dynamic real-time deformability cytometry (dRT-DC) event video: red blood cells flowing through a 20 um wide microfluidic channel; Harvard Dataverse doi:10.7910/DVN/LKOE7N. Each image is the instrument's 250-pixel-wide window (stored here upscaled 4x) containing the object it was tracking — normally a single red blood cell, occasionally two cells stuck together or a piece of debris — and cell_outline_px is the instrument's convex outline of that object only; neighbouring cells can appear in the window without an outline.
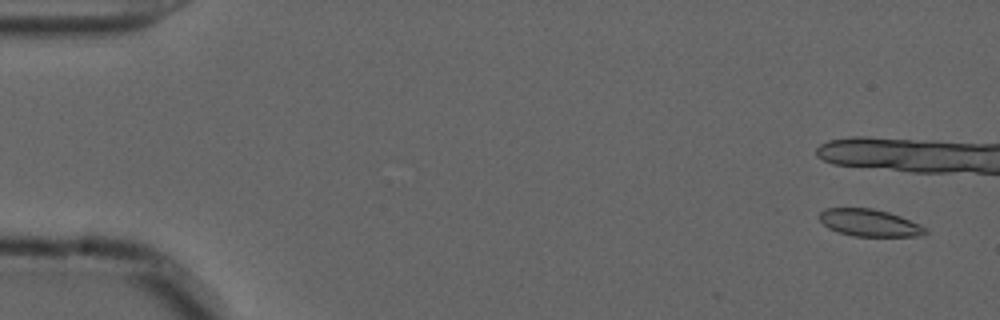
{"species": "common noctule bat (a hibernating species)", "species_latin": "Nyctalus noctula", "temperature_condition": "cold", "stored_images_in_passage": 12, "camera_frame_rate_fps": 3000, "um_per_image_px": 0.085, "animal": {"sex": "male", "forearm_length_mm": 52.5}, "frame": {"image": 1, "passage_image": 3, "time_ms": 0.667, "image_size_px": [1000, 320], "cell_outline_px": [[928, 232], [924, 236], [852, 236], [836, 232], [828, 228], [820, 220], [820, 212], [824, 208], [872, 208], [888, 212], [900, 216], [920, 224], [928, 228]], "centroid_in_image_um": [73.93, 18.95], "position_along_channel_um": 11.1, "area_um2": 16.94}}